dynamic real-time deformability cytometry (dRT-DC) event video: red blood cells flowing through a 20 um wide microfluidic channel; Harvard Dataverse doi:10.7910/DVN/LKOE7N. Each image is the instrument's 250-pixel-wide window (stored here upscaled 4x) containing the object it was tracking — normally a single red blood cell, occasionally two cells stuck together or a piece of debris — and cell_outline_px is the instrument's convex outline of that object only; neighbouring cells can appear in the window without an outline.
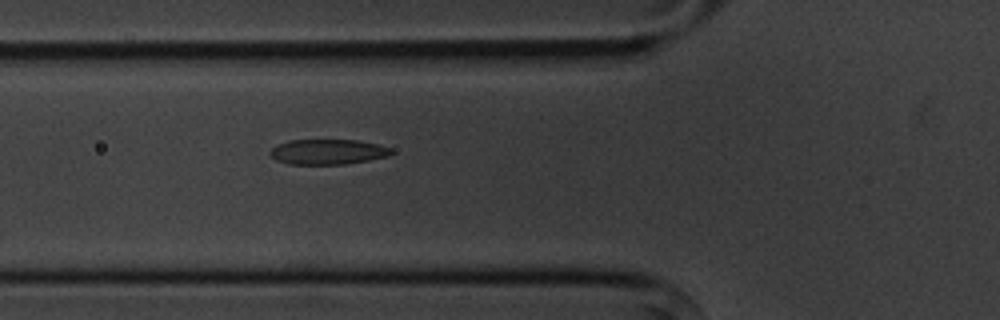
{"species": "common noctule bat (a hibernating species)", "species_latin": "Nyctalus noctula", "temperature_condition": "cold", "stored_images_in_passage": 5, "camera_frame_rate_fps": 3000, "um_per_image_px": 0.085, "animal": {"sex": "male", "body_mass_g": 20.1, "forearm_length_mm": 53.5}, "frame": {"image": 1, "passage_image": 5, "time_ms": 5.333, "image_size_px": [1000, 320], "cell_outline_px": [[392, 152], [388, 156], [348, 164], [288, 164], [276, 160], [268, 152], [276, 144], [288, 140], [356, 140], [376, 144], [392, 148]], "centroid_in_image_um": [27.83, 12.9], "position_along_channel_um": 98.0, "area_um2": 17.8}}